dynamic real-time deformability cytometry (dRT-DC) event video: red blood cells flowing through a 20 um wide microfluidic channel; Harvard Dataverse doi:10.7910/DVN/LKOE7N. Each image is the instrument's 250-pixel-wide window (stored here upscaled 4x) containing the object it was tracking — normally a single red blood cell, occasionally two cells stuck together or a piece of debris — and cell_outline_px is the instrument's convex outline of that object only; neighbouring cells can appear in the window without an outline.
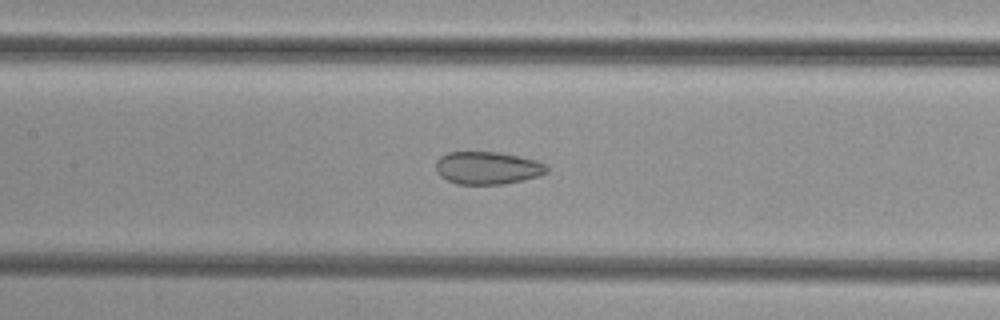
{"species": "common noctule bat (a hibernating species)", "species_latin": "Nyctalus noctula", "temperature_condition": "cold", "stored_images_in_passage": 52, "camera_frame_rate_fps": 3000, "um_per_image_px": 0.085, "animal": {"sex": "female", "body_mass_g": 29.2, "forearm_length_mm": 56.3}, "frame": {"image": 1, "passage_image": 24, "time_ms": 7.667, "image_size_px": [1000, 320], "cell_outline_px": [[548, 172], [540, 176], [524, 180], [504, 184], [456, 184], [440, 176], [436, 172], [436, 160], [440, 156], [448, 152], [500, 152], [520, 156], [536, 160], [544, 164], [548, 168]], "centroid_in_image_um": [41.44, 14.27], "position_along_channel_um": 166.0, "area_um2": 21.33}}
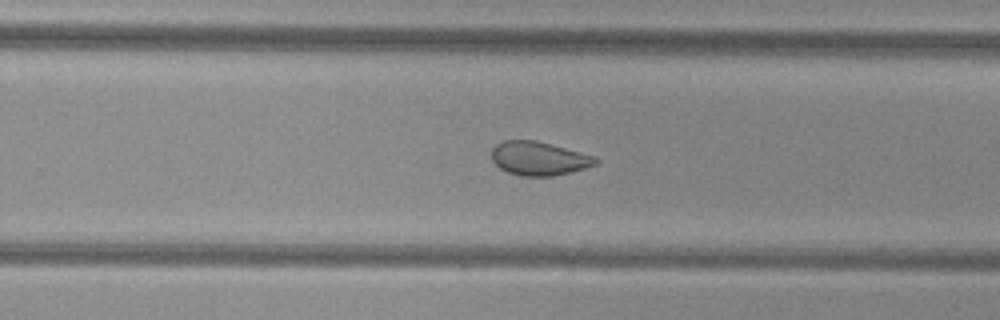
{"frame": {"image": 2, "passage_image": 33, "time_ms": 10.667, "image_size_px": [1000, 320], "cell_outline_px": [[600, 160], [596, 164], [584, 168], [552, 176], [520, 176], [508, 172], [500, 168], [492, 160], [492, 148], [496, 144], [504, 140], [536, 140], [596, 156]], "centroid_in_image_um": [45.8, 13.46], "position_along_channel_um": 284.0, "area_um2": 20.4}}
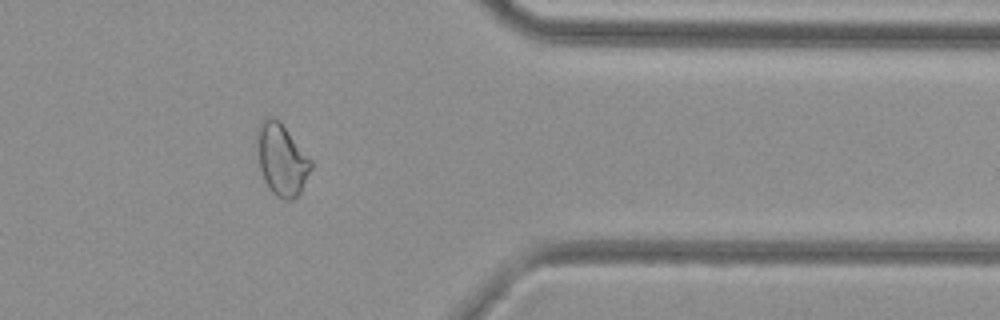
{"frame": {"image": 3, "passage_image": 42, "time_ms": 13.667, "image_size_px": [1000, 320], "cell_outline_px": [[312, 168], [300, 192], [292, 200], [284, 200], [276, 196], [268, 188], [264, 180], [260, 168], [256, 144], [256, 128], [264, 116], [272, 116], [280, 120], [312, 160]], "centroid_in_image_um": [23.92, 13.51], "position_along_channel_um": 387.5, "area_um2": 22.95}}